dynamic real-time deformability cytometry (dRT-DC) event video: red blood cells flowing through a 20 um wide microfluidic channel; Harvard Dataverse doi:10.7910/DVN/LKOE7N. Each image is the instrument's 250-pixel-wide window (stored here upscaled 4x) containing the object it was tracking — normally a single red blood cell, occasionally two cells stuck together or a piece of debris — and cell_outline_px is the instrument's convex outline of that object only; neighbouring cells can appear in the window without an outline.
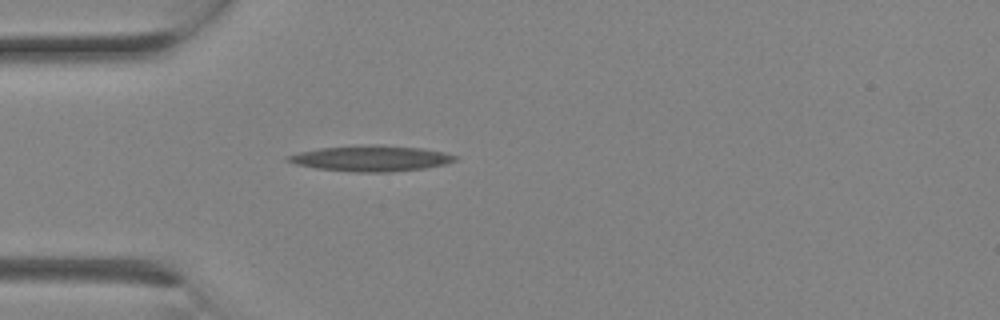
{"species": "Egyptian fruit bat (a non-hibernating species)", "species_latin": "Rousettus aegyptiacus", "temperature_condition": "room temperature", "stored_images_in_passage": 1, "camera_frame_rate_fps": 3000, "um_per_image_px": 0.085, "animal": {"sex": "female"}, "frame": {"image": 1, "passage_image": 1, "time_ms": 0.0, "image_size_px": [1000, 320], "cell_outline_px": [[460, 156], [456, 160], [444, 164], [424, 168], [388, 172], [356, 172], [316, 168], [296, 164], [284, 160], [284, 156], [300, 152], [320, 148], [376, 144], [380, 144], [424, 148], [444, 152]], "centroid_in_image_um": [31.55, 13.45], "position_along_channel_um": 53.5, "area_um2": 25.14}}